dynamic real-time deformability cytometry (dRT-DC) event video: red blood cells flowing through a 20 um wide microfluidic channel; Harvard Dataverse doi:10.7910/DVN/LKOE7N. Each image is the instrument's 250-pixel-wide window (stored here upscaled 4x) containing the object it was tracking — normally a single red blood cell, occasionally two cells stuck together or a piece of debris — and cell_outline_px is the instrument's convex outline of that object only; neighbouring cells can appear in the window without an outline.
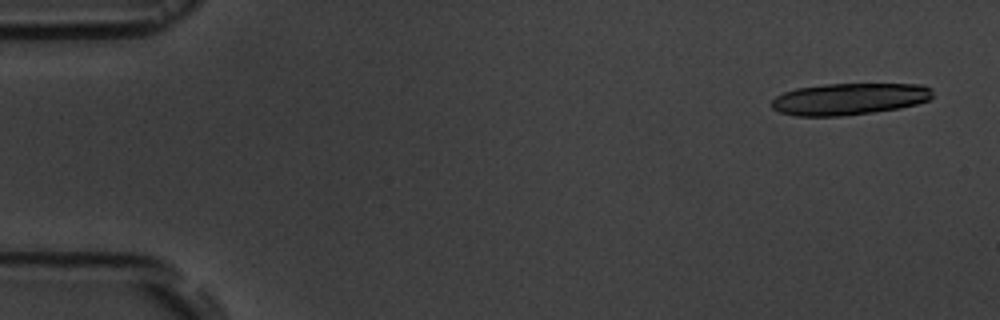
{"species": "common noctule bat (a hibernating species)", "species_latin": "Nyctalus noctula", "temperature_condition": "room temperature", "stored_images_in_passage": 6, "camera_frame_rate_fps": 3000, "um_per_image_px": 0.085, "animal": {"sex": "male", "body_mass_g": 19.5, "forearm_length_mm": 54.6}, "frame": {"image": 1, "passage_image": 1, "time_ms": 0.0, "image_size_px": [1000, 320], "cell_outline_px": [[932, 96], [928, 100], [916, 104], [900, 108], [872, 112], [840, 116], [796, 116], [780, 112], [772, 108], [772, 100], [776, 96], [784, 92], [796, 88], [828, 84], [920, 84], [932, 88]], "centroid_in_image_um": [72.18, 8.41], "position_along_channel_um": 12.8, "area_um2": 29.71}}
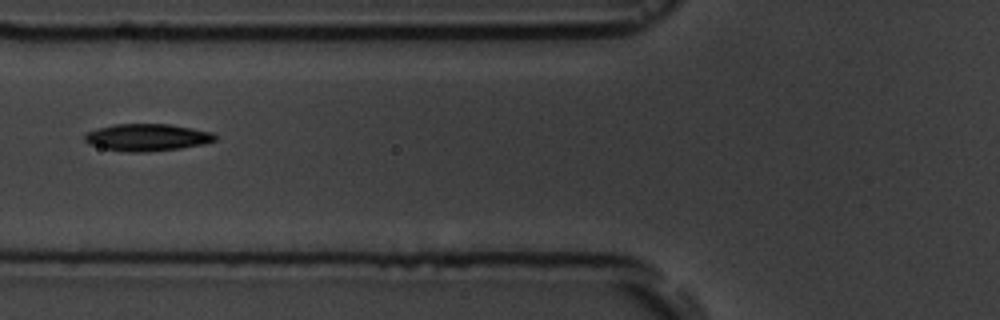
{"frame": {"image": 2, "passage_image": 5, "time_ms": 6.333, "image_size_px": [1000, 320], "cell_outline_px": [[216, 140], [204, 144], [180, 148], [144, 152], [128, 152], [104, 148], [88, 144], [84, 140], [84, 136], [88, 132], [96, 128], [116, 124], [168, 124], [192, 128], [212, 132], [216, 136]], "centroid_in_image_um": [12.5, 11.67], "position_along_channel_um": 113.3, "area_um2": 20.52}}
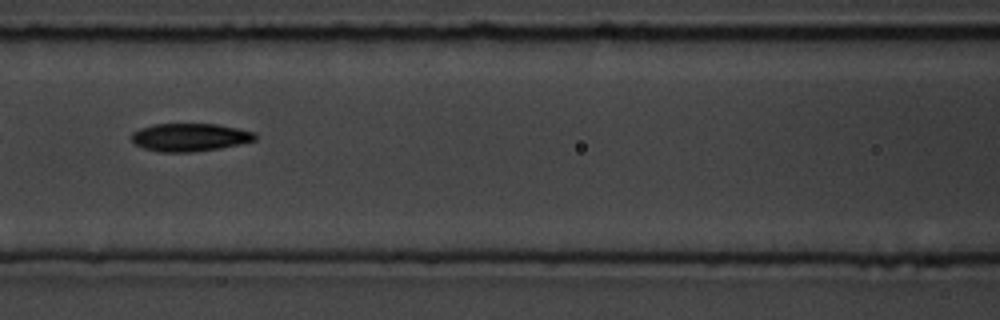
{"frame": {"image": 3, "passage_image": 6, "time_ms": 7.333, "image_size_px": [1000, 320], "cell_outline_px": [[256, 140], [240, 144], [220, 148], [192, 152], [160, 152], [144, 148], [136, 144], [132, 140], [132, 132], [140, 128], [152, 124], [216, 124], [256, 132]], "centroid_in_image_um": [16.14, 11.67], "position_along_channel_um": 150.5, "area_um2": 20.11}}